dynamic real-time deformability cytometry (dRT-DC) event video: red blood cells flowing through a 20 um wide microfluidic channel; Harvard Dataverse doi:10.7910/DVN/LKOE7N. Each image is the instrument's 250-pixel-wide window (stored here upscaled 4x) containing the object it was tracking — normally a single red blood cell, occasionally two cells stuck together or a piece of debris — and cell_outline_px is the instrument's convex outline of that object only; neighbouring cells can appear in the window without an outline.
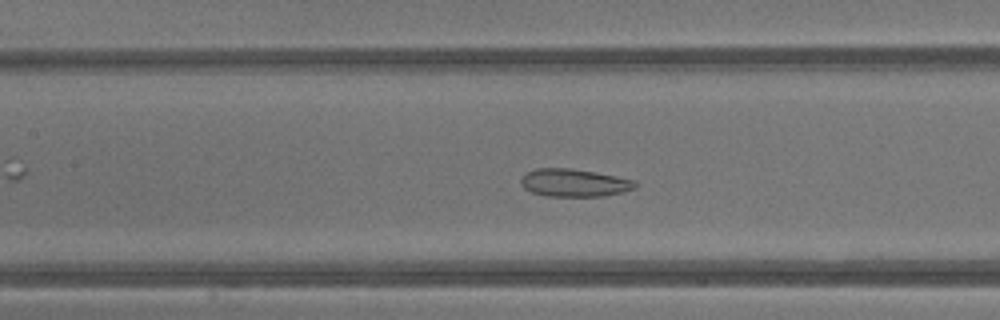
{"species": "common noctule bat (a hibernating species)", "species_latin": "Nyctalus noctula", "temperature_condition": "warm", "stored_images_in_passage": 42, "camera_frame_rate_fps": 3000, "um_per_image_px": 0.085, "animal": {"sex": "male", "body_mass_g": 13.3}, "frame": {"image": 1, "passage_image": 19, "time_ms": 6.0, "image_size_px": [1000, 320], "cell_outline_px": [[636, 188], [624, 192], [604, 196], [548, 196], [532, 192], [524, 188], [520, 180], [528, 172], [536, 168], [572, 168], [596, 172], [636, 180]], "centroid_in_image_um": [48.85, 15.53], "position_along_channel_um": 158.5, "area_um2": 18.5}}
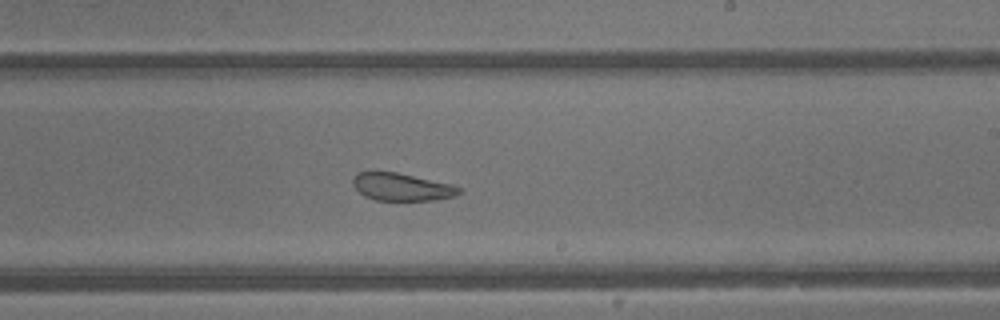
{"frame": {"image": 2, "passage_image": 25, "time_ms": 8.0, "image_size_px": [1000, 320], "cell_outline_px": [[460, 192], [456, 196], [436, 200], [376, 200], [364, 196], [352, 184], [352, 180], [356, 172], [372, 168], [396, 172], [452, 184], [460, 188]], "centroid_in_image_um": [34.07, 15.85], "position_along_channel_um": 254.9, "area_um2": 17.57}}
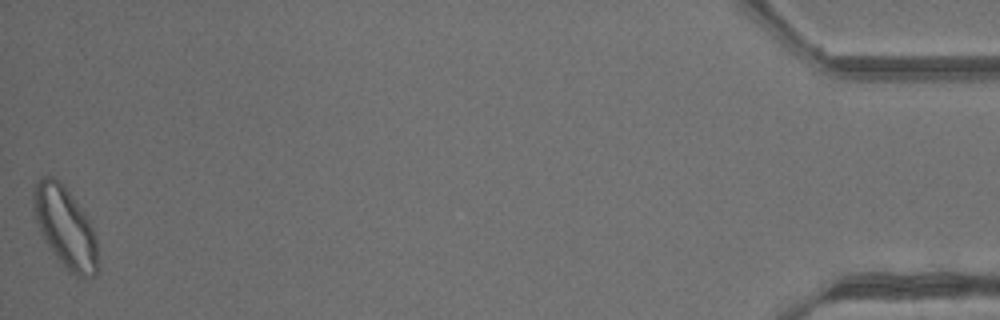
{"frame": {"image": 3, "passage_image": 42, "time_ms": 13.667, "image_size_px": [1000, 320], "cell_outline_px": [[96, 276], [76, 276], [68, 272], [64, 268], [44, 240], [36, 220], [32, 204], [32, 192], [36, 180], [44, 176], [52, 176], [60, 180], [88, 220], [92, 228], [96, 240]], "centroid_in_image_um": [5.49, 19.29], "position_along_channel_um": 429.7, "area_um2": 29.82}, "authors_computed_cell_mechanics": {"area_um2": 24.276, "velocity_mm_per_s": 4.8515, "shape_relaxation_time_tau1_ms": null, "shape_relaxation_time_tau2_ms": 1.6651, "deformation_change_tau1": null, "deformation_change_tau2": 0.0984}}